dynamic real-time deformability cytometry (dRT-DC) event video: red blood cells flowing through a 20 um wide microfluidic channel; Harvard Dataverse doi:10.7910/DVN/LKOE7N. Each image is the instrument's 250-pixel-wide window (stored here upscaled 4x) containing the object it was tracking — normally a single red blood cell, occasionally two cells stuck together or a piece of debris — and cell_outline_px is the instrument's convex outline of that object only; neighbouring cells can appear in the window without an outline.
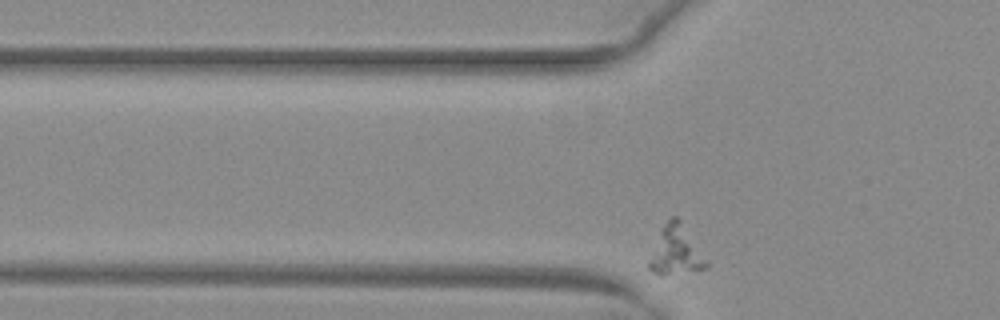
{"species": "common noctule bat (a hibernating species)", "species_latin": "Nyctalus noctula", "temperature_condition": "warm", "stored_images_in_passage": 33, "camera_frame_rate_fps": 3000, "um_per_image_px": 0.085, "animal": {"sex": "female", "body_mass_g": 29.2, "forearm_length_mm": 56.3}, "frame": {"image": 1, "passage_image": 4, "time_ms": 1.0, "image_size_px": [1000, 320], "cell_outline_px": [[708, 268], [660, 276], [652, 272], [648, 268], [648, 260], [660, 232], [664, 224], [672, 216], [676, 216], [680, 220], [708, 264]], "centroid_in_image_um": [57.4, 21.34], "position_along_channel_um": 68.4, "area_um2": 15.84}}
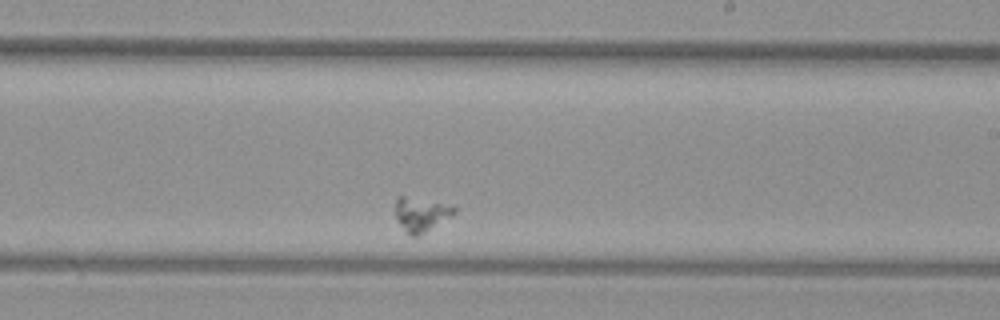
{"frame": {"image": 2, "passage_image": 21, "time_ms": 6.667, "image_size_px": [1000, 320], "cell_outline_px": [[456, 212], [420, 236], [408, 236], [396, 220], [396, 196], [404, 196], [440, 204], [456, 208]], "centroid_in_image_um": [35.71, 18.27], "position_along_channel_um": 253.3, "area_um2": 11.33}}
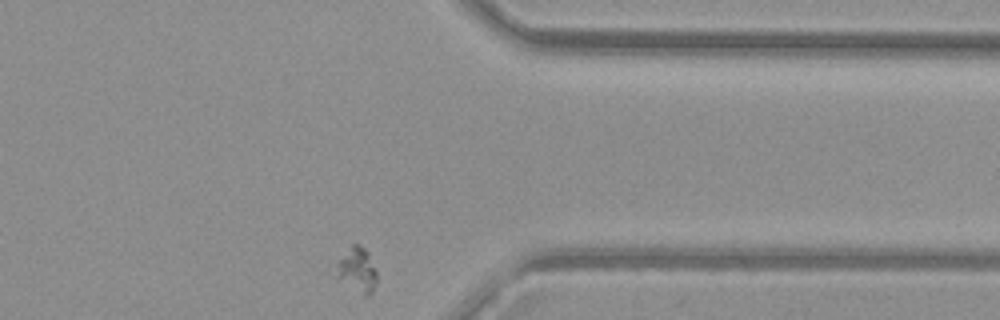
{"frame": {"image": 3, "passage_image": 33, "time_ms": 10.667, "image_size_px": [1000, 320], "cell_outline_px": [[376, 284], [372, 292], [368, 296], [364, 296], [324, 272], [352, 244], [360, 244], [368, 252], [376, 268]], "centroid_in_image_um": [30.18, 22.95], "position_along_channel_um": 381.2, "area_um2": 11.79}}